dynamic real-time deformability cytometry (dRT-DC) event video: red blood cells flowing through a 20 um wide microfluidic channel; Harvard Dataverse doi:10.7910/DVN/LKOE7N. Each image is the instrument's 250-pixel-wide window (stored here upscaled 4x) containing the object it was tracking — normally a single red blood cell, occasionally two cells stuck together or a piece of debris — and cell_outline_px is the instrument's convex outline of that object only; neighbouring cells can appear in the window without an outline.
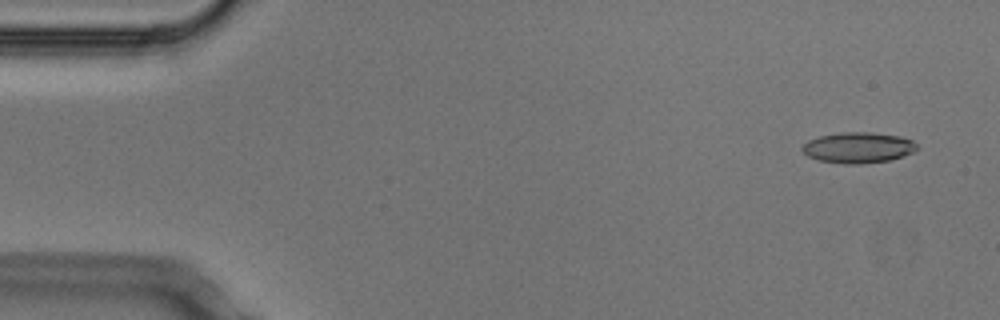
{"species": "Egyptian fruit bat (a non-hibernating species)", "species_latin": "Rousettus aegyptiacus", "temperature_condition": "cold", "stored_images_in_passage": 5, "camera_frame_rate_fps": 3000, "um_per_image_px": 0.085, "animal": {"sex": "male"}, "frame": {"image": 1, "passage_image": 1, "time_ms": 0.0, "image_size_px": [1000, 320], "cell_outline_px": [[916, 148], [912, 152], [904, 156], [888, 160], [860, 164], [844, 164], [816, 160], [808, 156], [800, 148], [808, 140], [820, 136], [840, 132], [872, 132], [900, 136], [912, 140], [916, 144]], "centroid_in_image_um": [72.91, 12.54], "position_along_channel_um": 12.1, "area_um2": 20.58}}
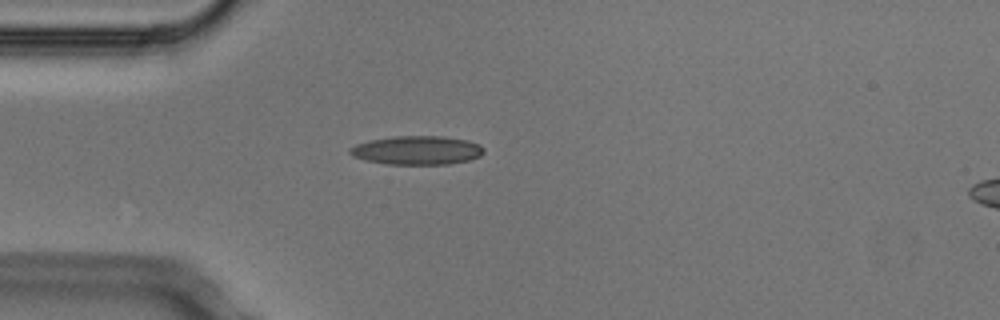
{"frame": {"image": 2, "passage_image": 4, "time_ms": 1.0, "image_size_px": [1000, 320], "cell_outline_px": [[484, 152], [480, 156], [468, 160], [448, 164], [384, 164], [364, 160], [352, 156], [348, 152], [348, 148], [356, 144], [368, 140], [392, 136], [440, 136], [468, 140], [480, 144], [484, 148]], "centroid_in_image_um": [35.41, 12.77], "position_along_channel_um": 49.6, "area_um2": 22.66}}